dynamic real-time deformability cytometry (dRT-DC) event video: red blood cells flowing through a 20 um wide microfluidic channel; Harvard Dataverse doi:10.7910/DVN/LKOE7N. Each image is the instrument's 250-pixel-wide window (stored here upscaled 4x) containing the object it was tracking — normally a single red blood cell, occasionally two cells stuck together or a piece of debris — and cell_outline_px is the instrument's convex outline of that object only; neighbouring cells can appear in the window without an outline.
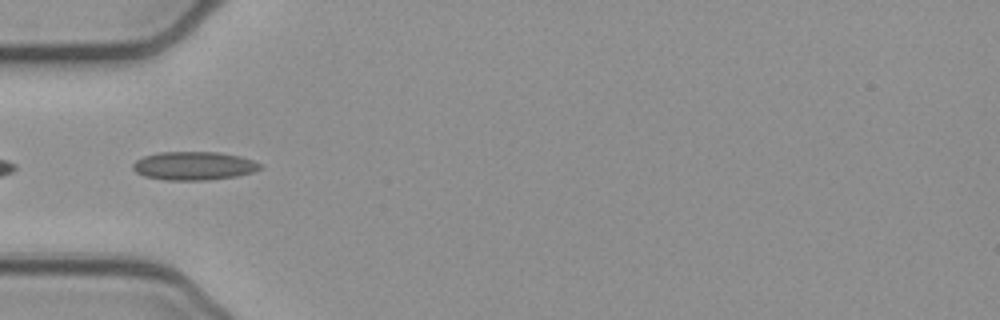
{"species": "common noctule bat (a hibernating species)", "species_latin": "Nyctalus noctula", "temperature_condition": "cold", "stored_images_in_passage": 40, "camera_frame_rate_fps": 3000, "um_per_image_px": 0.085, "animal": {"sex": "female", "body_mass_g": 21.9}, "frame": {"image": 1, "passage_image": 16, "time_ms": 5.0, "image_size_px": [1000, 320], "cell_outline_px": [[264, 168], [252, 172], [236, 176], [208, 180], [164, 180], [144, 176], [136, 172], [132, 168], [132, 164], [136, 160], [144, 156], [160, 152], [216, 152], [240, 156], [264, 164]], "centroid_in_image_um": [16.5, 14.1], "position_along_channel_um": 68.5, "area_um2": 21.21}}
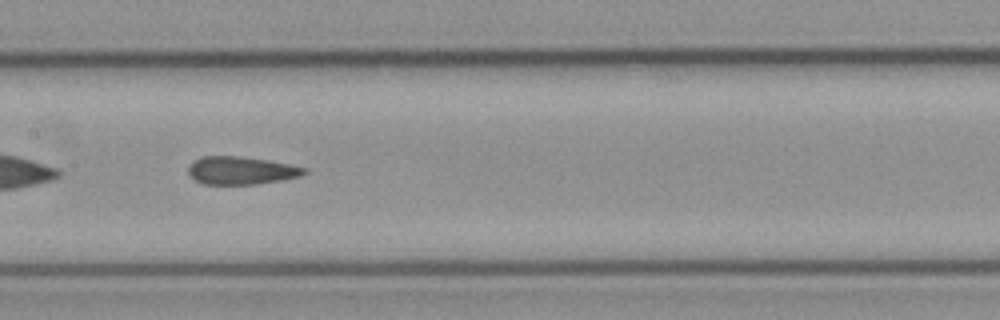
{"frame": {"image": 2, "passage_image": 25, "time_ms": 8.0, "image_size_px": [1000, 320], "cell_outline_px": [[308, 172], [300, 176], [280, 180], [252, 184], [204, 184], [196, 180], [188, 172], [188, 168], [192, 160], [200, 156], [240, 156], [268, 160], [308, 168]], "centroid_in_image_um": [20.48, 14.47], "position_along_channel_um": 186.9, "area_um2": 18.79}}
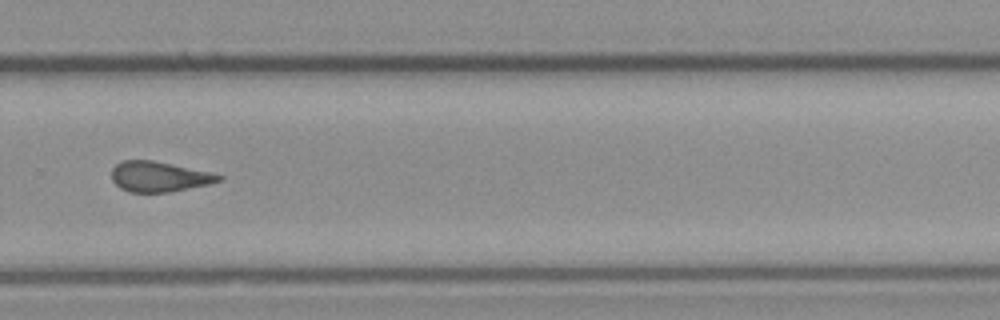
{"frame": {"image": 3, "passage_image": 35, "time_ms": 11.333, "image_size_px": [1000, 320], "cell_outline_px": [[224, 176], [220, 180], [208, 184], [168, 192], [128, 192], [120, 188], [112, 180], [112, 168], [120, 160], [152, 160], [212, 172]], "centroid_in_image_um": [13.49, 15.0], "position_along_channel_um": 316.3, "area_um2": 18.84}}